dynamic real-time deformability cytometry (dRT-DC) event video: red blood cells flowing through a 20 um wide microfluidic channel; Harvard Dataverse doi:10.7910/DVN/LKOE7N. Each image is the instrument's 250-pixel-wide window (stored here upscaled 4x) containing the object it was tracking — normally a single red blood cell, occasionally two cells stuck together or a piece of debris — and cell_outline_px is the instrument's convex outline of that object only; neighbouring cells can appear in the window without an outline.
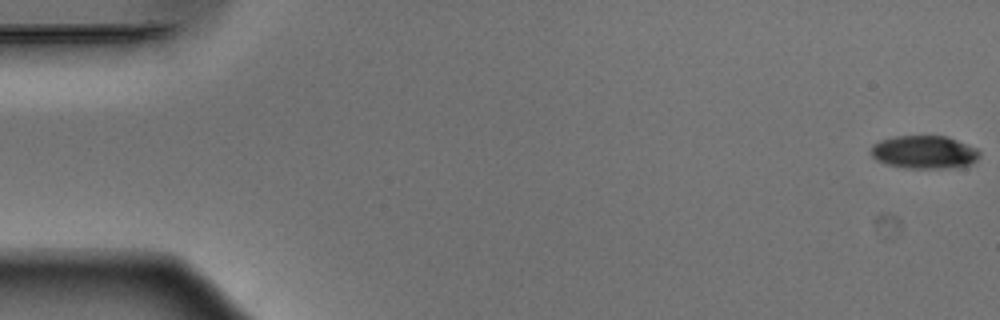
{"species": "Egyptian fruit bat (a non-hibernating species)", "species_latin": "Rousettus aegyptiacus", "temperature_condition": "warm", "stored_images_in_passage": 52, "camera_frame_rate_fps": 3000, "um_per_image_px": 0.085, "animal": {"sex": "male"}, "frame": {"image": 1, "passage_image": 1, "time_ms": 0.0, "image_size_px": [1000, 320], "cell_outline_px": [[980, 156], [972, 164], [964, 168], [908, 168], [884, 164], [876, 160], [872, 156], [872, 144], [880, 140], [896, 136], [948, 136], [976, 148], [980, 152]], "centroid_in_image_um": [78.59, 12.95], "position_along_channel_um": 6.4, "area_um2": 21.21}}
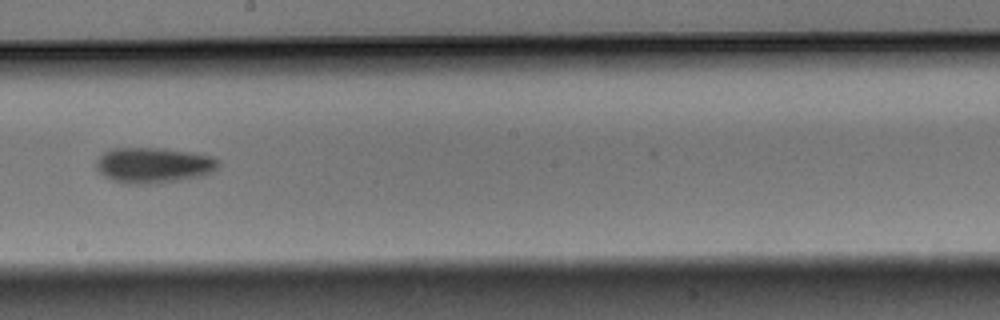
{"frame": {"image": 2, "passage_image": 30, "time_ms": 9.667, "image_size_px": [1000, 320], "cell_outline_px": [[220, 164], [212, 172], [204, 176], [156, 184], [124, 184], [112, 180], [104, 176], [96, 168], [96, 160], [108, 148], [164, 148], [192, 152], [212, 156], [220, 160]], "centroid_in_image_um": [13.06, 14.05], "position_along_channel_um": 235.1, "area_um2": 25.78}}
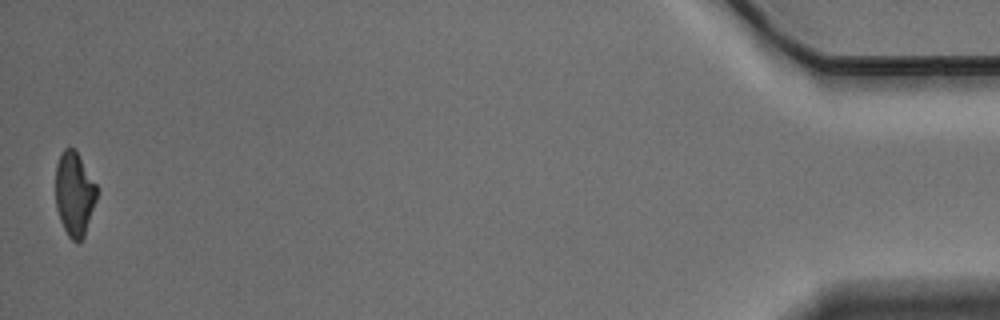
{"frame": {"image": 3, "passage_image": 52, "time_ms": 17.0, "image_size_px": [1000, 320], "cell_outline_px": [[96, 200], [84, 236], [80, 240], [72, 240], [68, 236], [60, 220], [56, 208], [56, 164], [64, 148], [76, 148], [96, 184]], "centroid_in_image_um": [6.32, 16.44], "position_along_channel_um": 428.9, "area_um2": 20.06}, "authors_computed_cell_mechanics": {"area_um2": 22.5998, "velocity_mm_per_s": 3.9011, "shape_relaxation_time_tau1_ms": 2.8088, "shape_relaxation_time_tau2_ms": null, "deformation_change_tau1": 0.1335, "deformation_change_tau2": null}}